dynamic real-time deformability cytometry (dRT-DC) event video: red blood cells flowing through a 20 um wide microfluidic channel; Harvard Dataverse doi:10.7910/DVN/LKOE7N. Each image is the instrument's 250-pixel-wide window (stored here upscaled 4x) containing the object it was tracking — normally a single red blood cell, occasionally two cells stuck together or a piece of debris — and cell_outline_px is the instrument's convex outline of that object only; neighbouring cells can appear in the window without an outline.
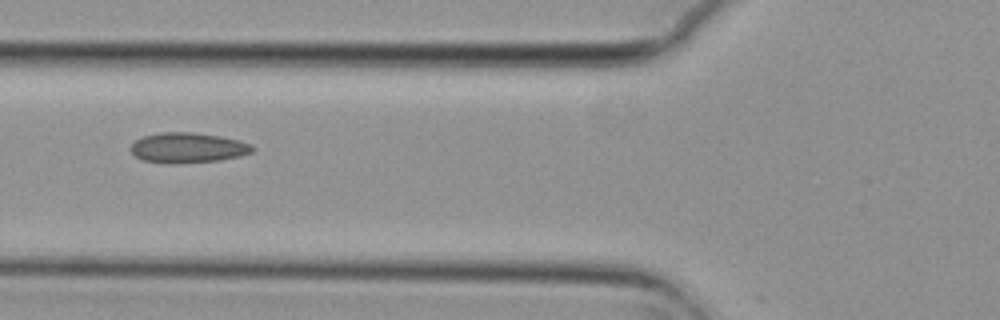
{"species": "common noctule bat (a hibernating species)", "species_latin": "Nyctalus noctula", "temperature_condition": "cold", "stored_images_in_passage": 6, "camera_frame_rate_fps": 3000, "um_per_image_px": 0.085, "animal": {"sex": "female", "body_mass_g": 29.2, "forearm_length_mm": 56.3}, "frame": {"image": 1, "passage_image": 6, "time_ms": 1.667, "image_size_px": [1000, 320], "cell_outline_px": [[256, 148], [252, 152], [240, 156], [220, 160], [144, 160], [136, 156], [132, 152], [132, 144], [136, 140], [144, 136], [160, 132], [196, 132], [220, 136], [240, 140], [252, 144]], "centroid_in_image_um": [16.07, 12.49], "position_along_channel_um": 109.7, "area_um2": 20.35}}